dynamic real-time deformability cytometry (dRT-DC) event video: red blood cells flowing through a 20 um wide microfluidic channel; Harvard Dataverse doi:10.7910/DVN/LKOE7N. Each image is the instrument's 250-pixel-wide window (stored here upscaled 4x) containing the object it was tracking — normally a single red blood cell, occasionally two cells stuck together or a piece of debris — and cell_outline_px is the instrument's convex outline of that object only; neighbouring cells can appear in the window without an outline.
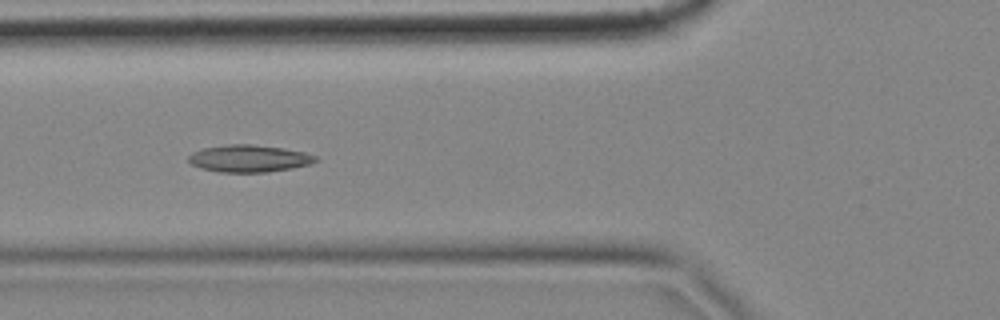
{"species": "common noctule bat (a hibernating species)", "species_latin": "Nyctalus noctula", "temperature_condition": "cold", "stored_images_in_passage": 7, "camera_frame_rate_fps": 3000, "um_per_image_px": 0.085, "animal": {"sex": "female", "body_mass_g": 18.4}, "frame": {"image": 1, "passage_image": 6, "time_ms": 1.667, "image_size_px": [1000, 320], "cell_outline_px": [[320, 160], [308, 164], [292, 168], [268, 172], [220, 172], [200, 168], [192, 164], [188, 160], [188, 156], [192, 152], [204, 148], [224, 144], [252, 144], [284, 148], [304, 152], [316, 156]], "centroid_in_image_um": [21.16, 13.46], "position_along_channel_um": 104.6, "area_um2": 20.17}}
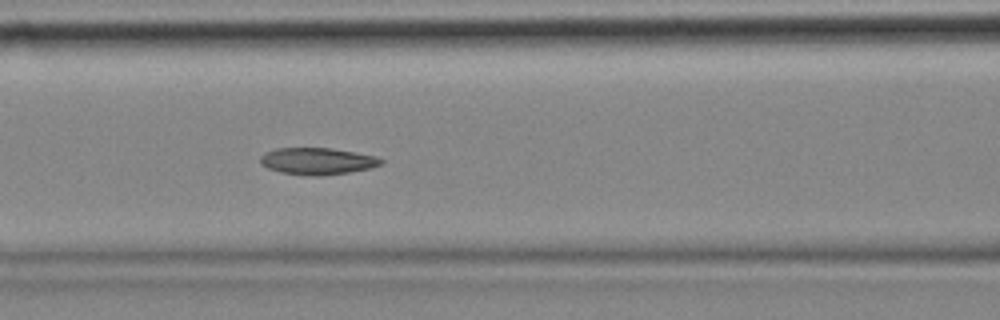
{"frame": {"image": 2, "passage_image": 7, "time_ms": 2.0, "image_size_px": [1000, 320], "cell_outline_px": [[384, 160], [380, 164], [368, 168], [348, 172], [320, 176], [316, 176], [280, 172], [268, 168], [260, 164], [260, 156], [264, 152], [276, 148], [328, 148], [376, 156]], "centroid_in_image_um": [26.91, 13.69], "position_along_channel_um": 139.7, "area_um2": 18.61}}